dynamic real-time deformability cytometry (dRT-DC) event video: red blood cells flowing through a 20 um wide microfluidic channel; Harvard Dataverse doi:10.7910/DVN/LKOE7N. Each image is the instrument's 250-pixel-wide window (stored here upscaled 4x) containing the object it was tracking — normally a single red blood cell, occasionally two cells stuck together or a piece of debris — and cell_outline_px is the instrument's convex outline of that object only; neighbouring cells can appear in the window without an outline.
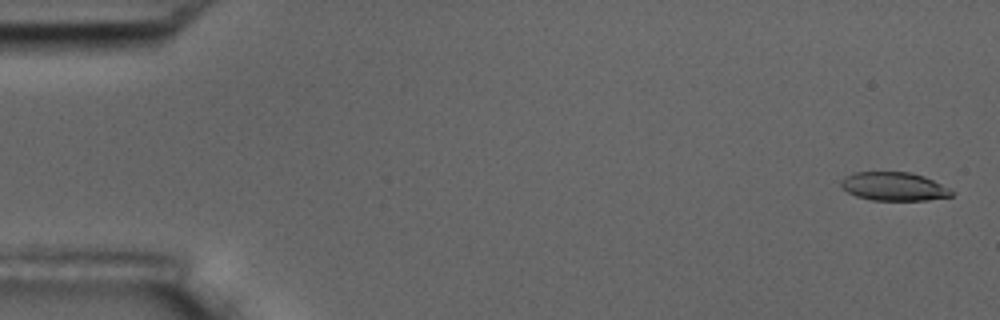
{"species": "common noctule bat (a hibernating species)", "species_latin": "Nyctalus noctula", "temperature_condition": "room temperature", "stored_images_in_passage": 17, "camera_frame_rate_fps": 3000, "um_per_image_px": 0.085, "animal": {"sex": "male", "body_mass_g": 17.5, "forearm_length_mm": 52.3}, "frame": {"image": 1, "passage_image": 1, "time_ms": 0.0, "image_size_px": [1000, 320], "cell_outline_px": [[956, 192], [952, 196], [928, 200], [872, 200], [856, 196], [848, 192], [840, 184], [840, 180], [844, 176], [856, 172], [908, 172], [924, 176]], "centroid_in_image_um": [75.98, 15.85], "position_along_channel_um": 9.0, "area_um2": 18.32}}
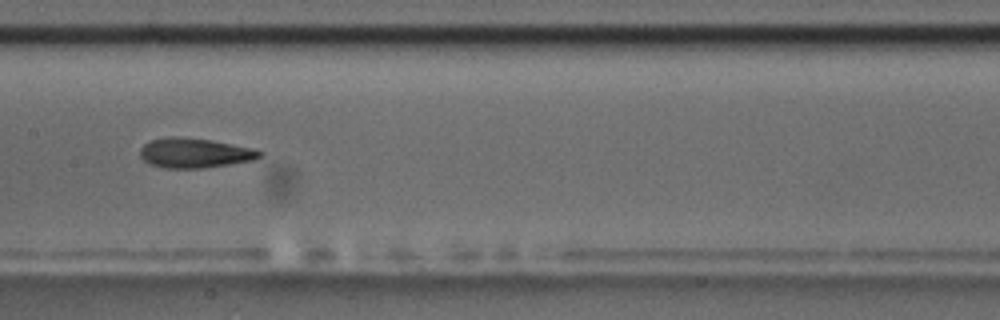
{"frame": {"image": 2, "passage_image": 9, "time_ms": 9.0, "image_size_px": [1000, 320], "cell_outline_px": [[264, 152], [260, 156], [252, 160], [204, 168], [164, 168], [148, 164], [140, 156], [140, 148], [144, 144], [152, 140], [168, 136], [176, 136], [212, 140], [252, 148]], "centroid_in_image_um": [16.5, 13.0], "position_along_channel_um": 190.9, "area_um2": 20.69}}
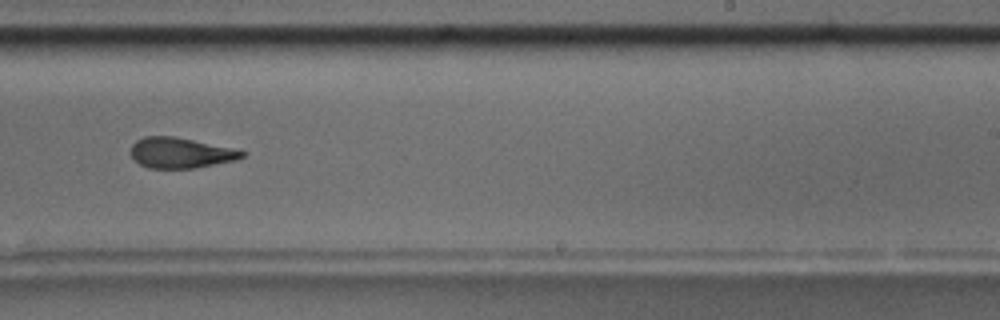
{"frame": {"image": 3, "passage_image": 11, "time_ms": 11.333, "image_size_px": [1000, 320], "cell_outline_px": [[248, 152], [244, 156], [236, 160], [196, 168], [148, 168], [140, 164], [132, 156], [132, 144], [136, 140], [144, 136], [172, 136], [232, 148]], "centroid_in_image_um": [15.36, 12.99], "position_along_channel_um": 273.6, "area_um2": 19.59}, "authors_computed_cell_mechanics": {"area_um2": 20.519, "velocity_mm_per_s": 3.5666, "shape_relaxation_time_tau1_ms": null, "shape_relaxation_time_tau2_ms": 2.7428, "deformation_change_tau1": null, "deformation_change_tau2": 0.1208}}